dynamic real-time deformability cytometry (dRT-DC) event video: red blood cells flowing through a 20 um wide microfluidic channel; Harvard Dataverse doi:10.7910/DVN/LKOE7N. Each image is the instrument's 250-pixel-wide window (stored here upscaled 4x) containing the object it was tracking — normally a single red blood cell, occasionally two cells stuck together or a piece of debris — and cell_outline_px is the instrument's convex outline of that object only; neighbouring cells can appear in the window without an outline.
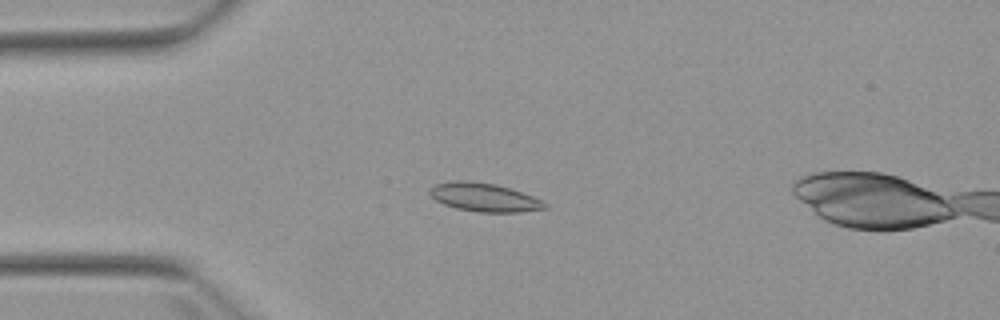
{"species": "Egyptian fruit bat (a non-hibernating species)", "species_latin": "Rousettus aegyptiacus", "temperature_condition": "warm", "stored_images_in_passage": 7, "camera_frame_rate_fps": 3000, "um_per_image_px": 0.085, "animal": {"sex": "female"}, "frame": {"image": 1, "passage_image": 4, "time_ms": 4.0, "image_size_px": [1000, 320], "cell_outline_px": [[548, 208], [520, 212], [476, 212], [456, 208], [444, 204], [436, 200], [428, 192], [428, 188], [436, 184], [452, 180], [468, 180], [496, 184], [544, 200], [548, 204]], "centroid_in_image_um": [41.15, 16.77], "position_along_channel_um": 43.8, "area_um2": 19.25}}
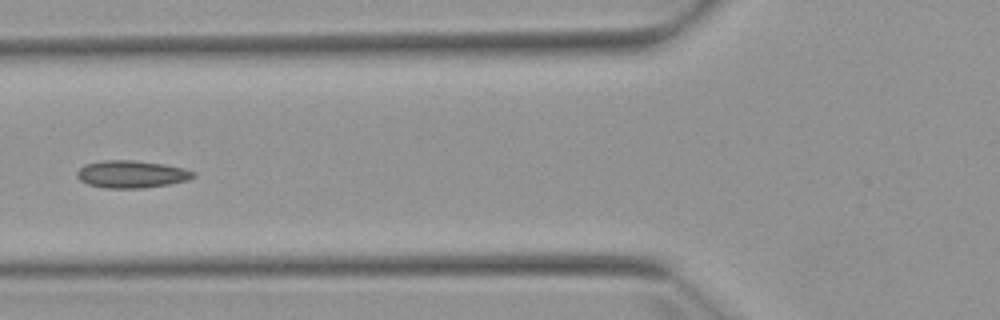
{"frame": {"image": 2, "passage_image": 6, "time_ms": 6.333, "image_size_px": [1000, 320], "cell_outline_px": [[196, 176], [188, 180], [168, 184], [144, 188], [104, 188], [88, 184], [80, 180], [76, 176], [76, 172], [84, 164], [104, 160], [132, 160], [164, 164], [184, 168], [196, 172]], "centroid_in_image_um": [11.18, 14.8], "position_along_channel_um": 114.6, "area_um2": 18.67}}
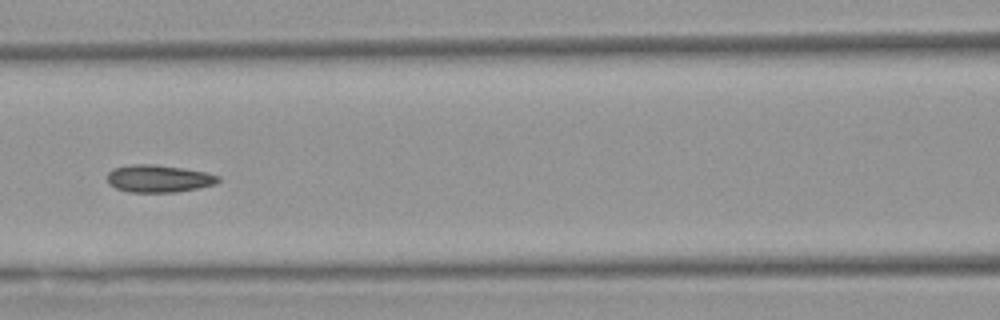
{"frame": {"image": 3, "passage_image": 7, "time_ms": 7.333, "image_size_px": [1000, 320], "cell_outline_px": [[220, 180], [216, 184], [200, 188], [176, 192], [128, 192], [116, 188], [108, 184], [108, 172], [112, 168], [132, 164], [156, 164], [184, 168], [204, 172], [220, 176]], "centroid_in_image_um": [13.49, 15.18], "position_along_channel_um": 153.1, "area_um2": 17.92}}